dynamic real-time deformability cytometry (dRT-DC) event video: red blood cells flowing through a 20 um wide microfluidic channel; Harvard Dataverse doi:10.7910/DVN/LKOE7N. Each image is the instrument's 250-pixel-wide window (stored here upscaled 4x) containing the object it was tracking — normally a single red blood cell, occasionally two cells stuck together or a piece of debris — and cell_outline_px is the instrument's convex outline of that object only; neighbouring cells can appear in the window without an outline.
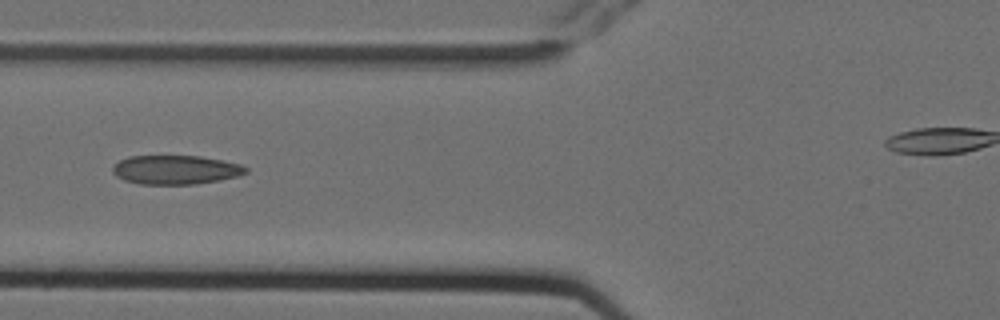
{"species": "Egyptian fruit bat (a non-hibernating species)", "species_latin": "Rousettus aegyptiacus", "temperature_condition": "cold", "stored_images_in_passage": 12, "camera_frame_rate_fps": 3000, "um_per_image_px": 0.085, "animal": {"sex": "female"}, "frame": {"image": 1, "passage_image": 4, "time_ms": 1.0, "image_size_px": [1000, 320], "cell_outline_px": [[248, 172], [236, 176], [220, 180], [196, 184], [140, 184], [124, 180], [116, 176], [112, 172], [112, 168], [120, 160], [128, 156], [200, 156], [240, 164], [248, 168]], "centroid_in_image_um": [14.91, 14.43], "position_along_channel_um": 110.9, "area_um2": 22.43}}
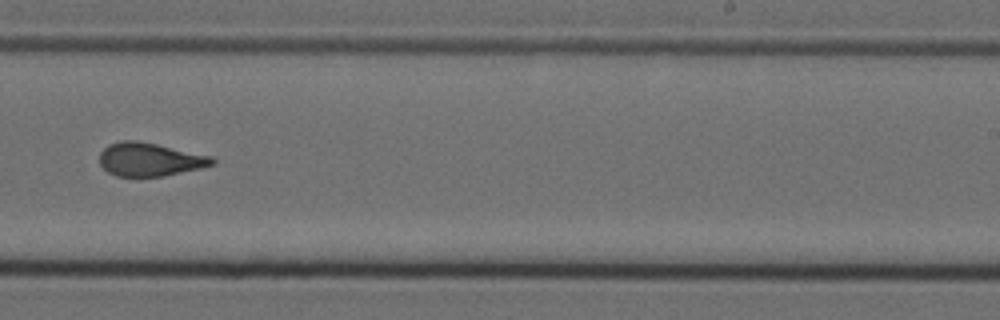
{"frame": {"image": 2, "passage_image": 8, "time_ms": 2.333, "image_size_px": [1000, 320], "cell_outline_px": [[216, 164], [200, 168], [164, 176], [116, 176], [108, 172], [100, 164], [100, 152], [108, 144], [120, 140], [136, 140], [156, 144], [212, 156], [216, 160]], "centroid_in_image_um": [12.73, 13.55], "position_along_channel_um": 276.3, "area_um2": 21.91}}
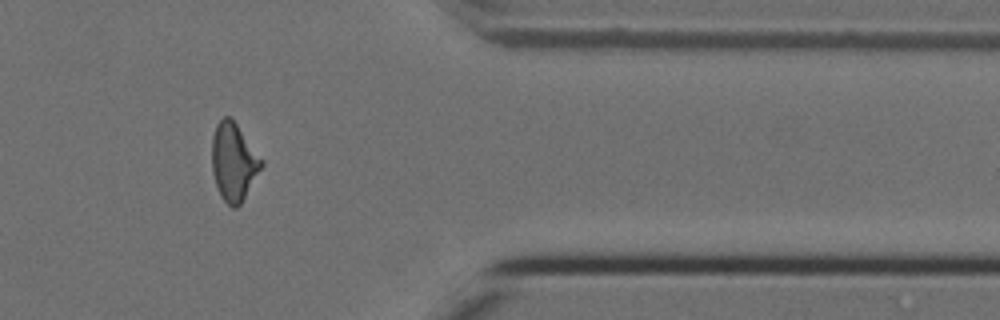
{"frame": {"image": 3, "passage_image": 11, "time_ms": 3.333, "image_size_px": [1000, 320], "cell_outline_px": [[264, 164], [240, 204], [236, 208], [232, 208], [220, 196], [212, 172], [212, 136], [216, 124], [224, 116], [228, 116], [236, 124], [264, 160]], "centroid_in_image_um": [19.86, 13.76], "position_along_channel_um": 391.5, "area_um2": 22.31}}